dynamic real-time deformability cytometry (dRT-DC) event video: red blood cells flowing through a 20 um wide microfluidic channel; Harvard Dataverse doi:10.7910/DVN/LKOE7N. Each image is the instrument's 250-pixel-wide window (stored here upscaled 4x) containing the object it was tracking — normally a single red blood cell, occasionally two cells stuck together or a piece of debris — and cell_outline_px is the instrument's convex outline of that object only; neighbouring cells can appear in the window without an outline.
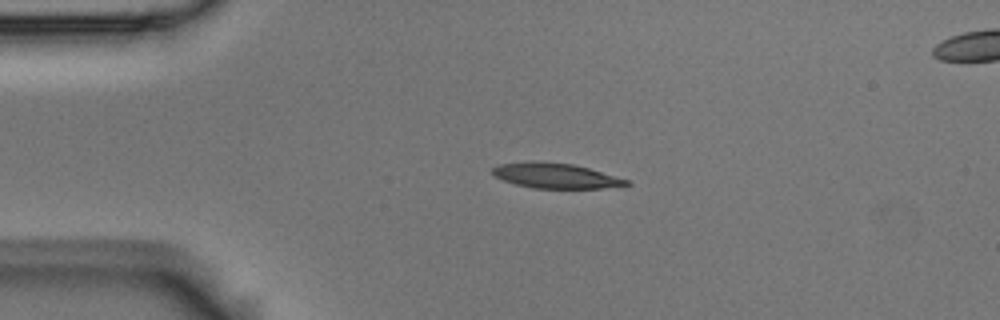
{"species": "Egyptian fruit bat (a non-hibernating species)", "species_latin": "Rousettus aegyptiacus", "temperature_condition": "room temperature", "stored_images_in_passage": 2, "camera_frame_rate_fps": 3000, "um_per_image_px": 0.085, "animal": {"sex": "male"}, "frame": {"image": 1, "passage_image": 1, "time_ms": 0.0, "image_size_px": [1000, 320], "cell_outline_px": [[632, 184], [604, 188], [532, 188], [516, 184], [504, 180], [496, 176], [492, 172], [492, 168], [500, 164], [528, 160], [572, 164], [588, 168], [628, 180]], "centroid_in_image_um": [47.2, 14.93], "position_along_channel_um": 37.8, "area_um2": 19.42}}